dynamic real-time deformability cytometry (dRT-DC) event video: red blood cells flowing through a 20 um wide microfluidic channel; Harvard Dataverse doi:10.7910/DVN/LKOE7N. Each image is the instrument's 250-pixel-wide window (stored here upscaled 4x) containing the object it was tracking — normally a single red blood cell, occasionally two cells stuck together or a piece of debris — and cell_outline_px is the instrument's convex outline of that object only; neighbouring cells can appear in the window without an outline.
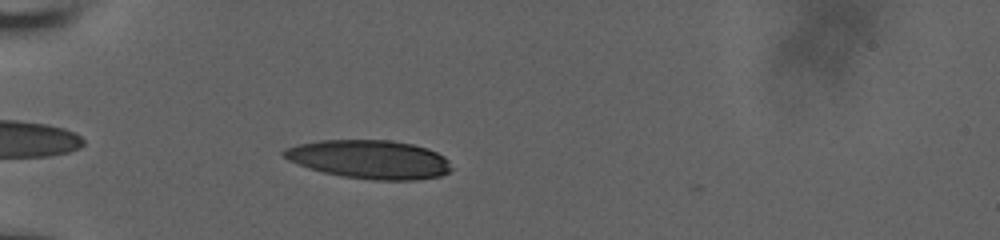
{"species": "human", "species_latin": "Homo sapiens", "temperature_condition": "room temperature", "stored_images_in_passage": 41, "camera_frame_rate_fps": 3000, "um_per_image_px": 0.085, "donor": {"sex": "male"}, "frame": {"image": 1, "passage_image": 3, "time_ms": 0.667, "image_size_px": [1000, 240], "cell_outline_px": [[452, 168], [448, 172], [440, 176], [416, 180], [372, 180], [340, 176], [308, 168], [288, 160], [280, 152], [284, 148], [296, 144], [320, 140], [392, 140], [412, 144], [428, 148], [444, 156], [448, 160]], "centroid_in_image_um": [31.39, 13.54], "position_along_channel_um": 53.6, "area_um2": 37.97}}
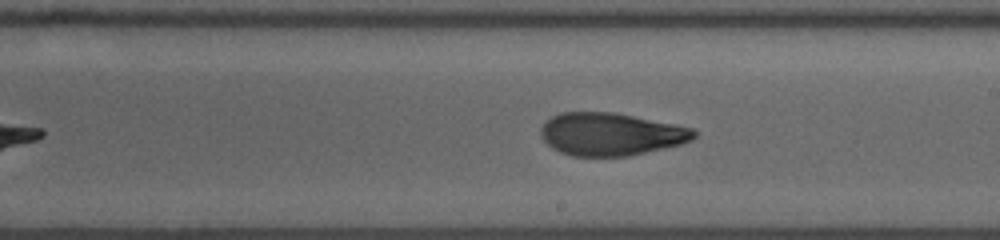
{"frame": {"image": 2, "passage_image": 19, "time_ms": 6.0, "image_size_px": [1000, 240], "cell_outline_px": [[696, 136], [692, 140], [680, 144], [628, 156], [572, 156], [560, 152], [552, 148], [540, 136], [540, 128], [552, 116], [560, 112], [616, 112], [676, 124], [692, 128], [696, 132]], "centroid_in_image_um": [51.91, 11.39], "position_along_channel_um": 237.1, "area_um2": 38.15}}
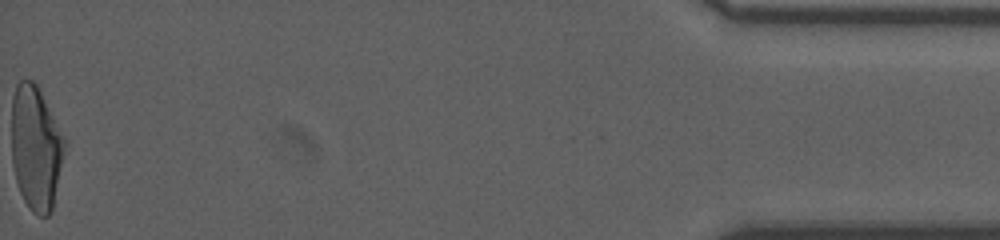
{"frame": {"image": 3, "passage_image": 41, "time_ms": 13.333, "image_size_px": [1000, 240], "cell_outline_px": [[68, 140], [52, 212], [48, 216], [40, 216], [32, 212], [28, 208], [20, 192], [16, 180], [12, 164], [12, 96], [16, 84], [20, 80], [32, 80], [36, 84]], "centroid_in_image_um": [3.08, 12.58], "position_along_channel_um": 432.1, "area_um2": 39.19}, "authors_computed_cell_mechanics": {"area_um2": 38.4948, "velocity_mm_per_s": 3.8542, "shape_relaxation_time_tau1_ms": 8.3509, "shape_relaxation_time_tau2_ms": 1.9082, "deformation_change_tau1": 0.2563, "deformation_change_tau2": 0.0934}}